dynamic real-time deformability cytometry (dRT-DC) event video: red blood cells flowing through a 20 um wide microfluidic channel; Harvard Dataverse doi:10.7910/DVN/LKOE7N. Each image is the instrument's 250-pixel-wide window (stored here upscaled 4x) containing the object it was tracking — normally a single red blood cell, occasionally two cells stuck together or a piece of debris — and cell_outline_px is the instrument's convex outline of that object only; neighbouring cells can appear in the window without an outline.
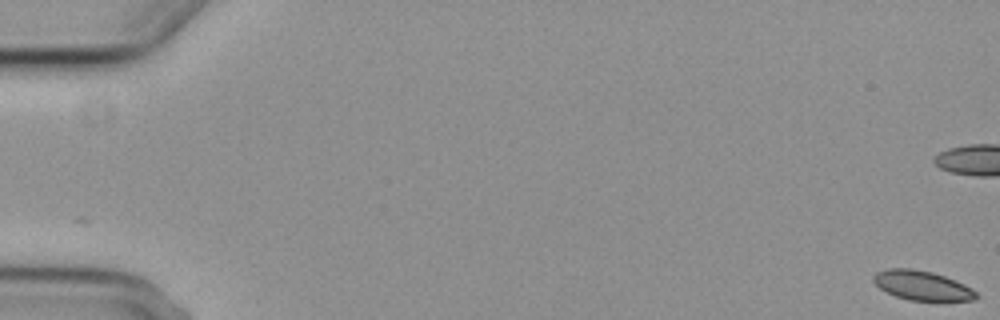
{"species": "common noctule bat (a hibernating species)", "species_latin": "Nyctalus noctula", "temperature_condition": "cold", "stored_images_in_passage": 8, "camera_frame_rate_fps": 3000, "um_per_image_px": 0.085, "animal": {"sex": "female", "body_mass_g": 29.2, "forearm_length_mm": 56.3}, "frame": {"image": 1, "passage_image": 1, "time_ms": 0.0, "image_size_px": [1000, 320], "cell_outline_px": [[980, 296], [972, 300], [908, 300], [896, 296], [880, 288], [872, 280], [872, 276], [876, 272], [888, 268], [912, 268], [932, 272], [956, 280], [972, 288]], "centroid_in_image_um": [78.37, 24.25], "position_along_channel_um": 6.6, "area_um2": 17.57}}
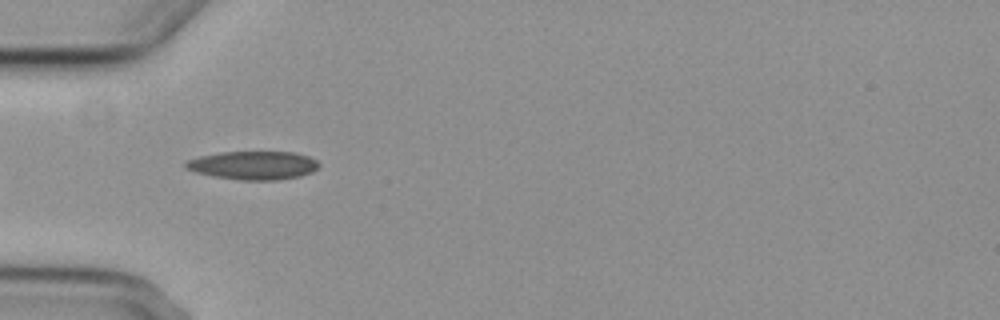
{"frame": {"image": 2, "passage_image": 7, "time_ms": 7.0, "image_size_px": [1000, 320], "cell_outline_px": [[320, 164], [312, 172], [300, 176], [276, 180], [240, 180], [212, 176], [196, 172], [184, 168], [184, 164], [188, 160], [200, 156], [220, 152], [296, 152], [308, 156], [316, 160]], "centroid_in_image_um": [21.52, 14.05], "position_along_channel_um": 63.5, "area_um2": 22.08}}
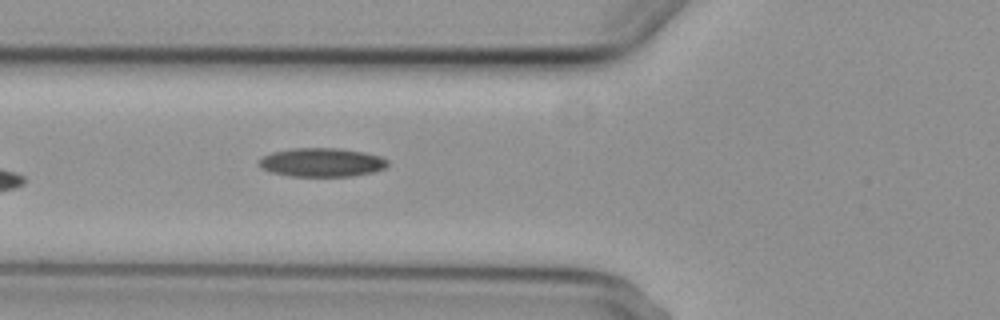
{"frame": {"image": 3, "passage_image": 8, "time_ms": 8.0, "image_size_px": [1000, 320], "cell_outline_px": [[388, 164], [384, 168], [372, 172], [352, 176], [292, 176], [272, 172], [260, 168], [260, 160], [264, 156], [272, 152], [292, 148], [340, 148], [364, 152], [380, 156], [388, 160]], "centroid_in_image_um": [27.37, 13.79], "position_along_channel_um": 98.4, "area_um2": 21.44}}